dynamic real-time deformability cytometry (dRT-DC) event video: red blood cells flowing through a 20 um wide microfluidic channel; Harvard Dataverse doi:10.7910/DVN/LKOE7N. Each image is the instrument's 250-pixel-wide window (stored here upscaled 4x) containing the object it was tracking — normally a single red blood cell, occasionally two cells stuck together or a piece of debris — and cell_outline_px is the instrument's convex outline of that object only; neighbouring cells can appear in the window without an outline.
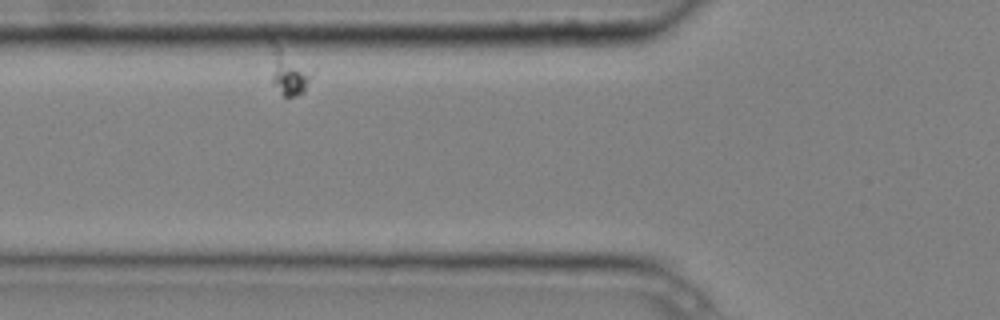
{"species": "common noctule bat (a hibernating species)", "species_latin": "Nyctalus noctula", "temperature_condition": "cold", "stored_images_in_passage": 3, "camera_frame_rate_fps": 3000, "um_per_image_px": 0.085, "animal": {"sex": "male", "body_mass_g": 20.4}, "frame": {"image": 1, "passage_image": 2, "time_ms": 0.333, "image_size_px": [1000, 320], "cell_outline_px": [[308, 80], [304, 92], [296, 96], [284, 96], [272, 84], [268, 40], [272, 40], [308, 72]], "centroid_in_image_um": [24.35, 6.13], "position_along_channel_um": 101.5, "area_um2": 10.12}}
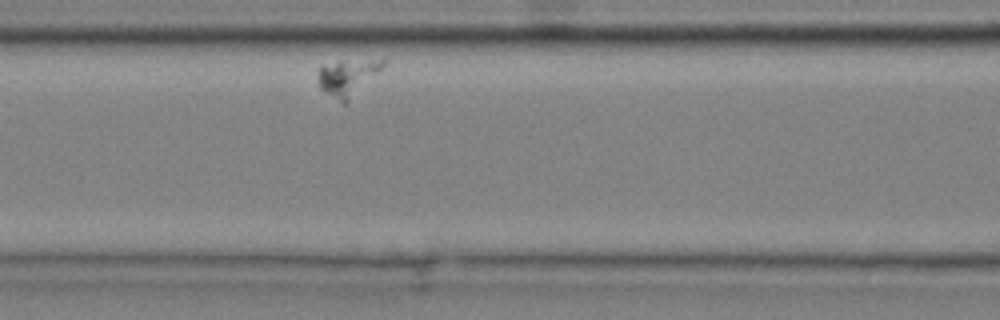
{"frame": {"image": 2, "passage_image": 3, "time_ms": 0.667, "image_size_px": [1000, 320], "cell_outline_px": [[388, 60], [344, 104], [320, 88], [320, 68], [340, 60]], "centroid_in_image_um": [29.53, 6.55], "position_along_channel_um": 137.1, "area_um2": 12.66}}